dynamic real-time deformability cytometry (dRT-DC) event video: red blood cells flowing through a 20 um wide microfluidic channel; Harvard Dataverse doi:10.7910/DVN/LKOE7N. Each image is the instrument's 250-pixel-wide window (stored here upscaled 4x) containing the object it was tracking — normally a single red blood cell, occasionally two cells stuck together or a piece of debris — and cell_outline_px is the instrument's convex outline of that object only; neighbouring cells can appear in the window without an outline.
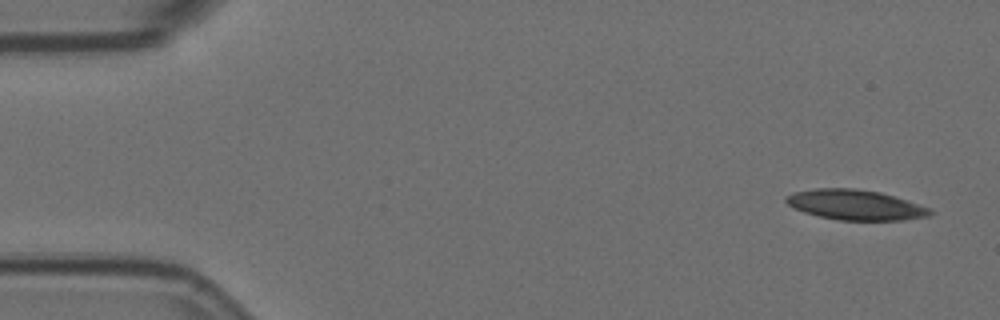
{"species": "Egyptian fruit bat (a non-hibernating species)", "species_latin": "Rousettus aegyptiacus", "temperature_condition": "room temperature", "stored_images_in_passage": 8, "camera_frame_rate_fps": 3000, "um_per_image_px": 0.085, "animal": {"sex": "female"}, "frame": {"image": 1, "passage_image": 1, "time_ms": 0.0, "image_size_px": [1000, 320], "cell_outline_px": [[932, 212], [928, 216], [904, 220], [840, 220], [816, 216], [792, 208], [784, 200], [784, 196], [792, 192], [816, 188], [852, 188], [880, 192], [932, 208]], "centroid_in_image_um": [72.65, 17.41], "position_along_channel_um": 12.3, "area_um2": 25.43}}